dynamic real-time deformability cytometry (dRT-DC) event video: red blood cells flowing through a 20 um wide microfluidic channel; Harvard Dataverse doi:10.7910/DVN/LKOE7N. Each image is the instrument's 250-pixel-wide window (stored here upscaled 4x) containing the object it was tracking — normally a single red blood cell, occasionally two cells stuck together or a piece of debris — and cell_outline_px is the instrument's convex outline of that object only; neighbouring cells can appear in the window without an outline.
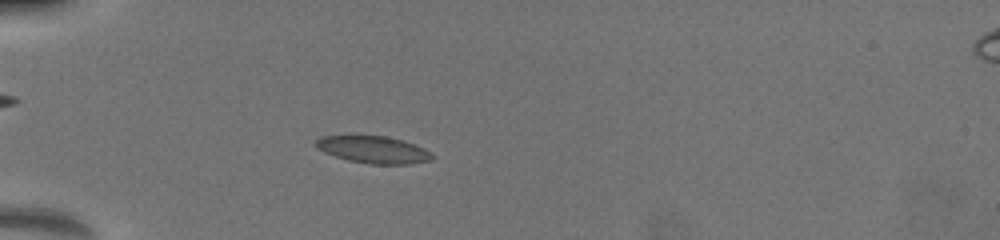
{"species": "common noctule bat (a hibernating species)", "species_latin": "Nyctalus noctula", "temperature_condition": "warm", "stored_images_in_passage": 25, "camera_frame_rate_fps": 3000, "um_per_image_px": 0.085, "animal": {"sex": "female", "body_mass_g": 19.5, "forearm_length_mm": 54.1}, "frame": {"image": 1, "passage_image": 24, "time_ms": 5.333, "image_size_px": [1000, 240], "cell_outline_px": [[436, 156], [432, 160], [412, 164], [372, 164], [348, 160], [324, 152], [316, 148], [316, 140], [320, 136], [388, 136], [424, 148]], "centroid_in_image_um": [31.76, 12.73], "position_along_channel_um": 53.2, "area_um2": 18.26}}